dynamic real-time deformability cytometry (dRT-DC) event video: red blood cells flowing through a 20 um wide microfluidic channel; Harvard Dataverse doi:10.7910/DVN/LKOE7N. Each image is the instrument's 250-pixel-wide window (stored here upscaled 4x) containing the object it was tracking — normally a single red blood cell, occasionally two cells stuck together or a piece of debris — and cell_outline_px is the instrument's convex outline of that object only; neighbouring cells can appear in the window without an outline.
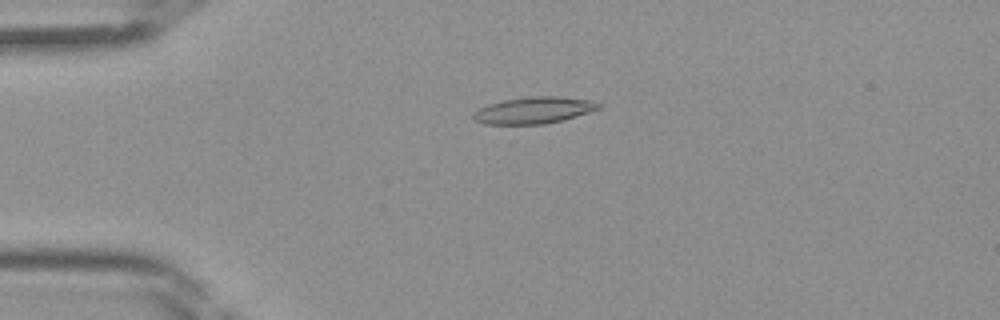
{"species": "Egyptian fruit bat (a non-hibernating species)", "species_latin": "Rousettus aegyptiacus", "temperature_condition": "room temperature", "stored_images_in_passage": 45, "camera_frame_rate_fps": 3000, "um_per_image_px": 0.085, "frame": {"image": 1, "passage_image": 11, "time_ms": 3.333, "image_size_px": [1000, 320], "cell_outline_px": [[600, 108], [576, 116], [544, 124], [484, 124], [476, 120], [472, 116], [480, 108], [488, 104], [504, 100], [528, 96], [560, 96], [588, 100], [600, 104]], "centroid_in_image_um": [45.36, 9.36], "position_along_channel_um": 39.6, "area_um2": 19.13}}
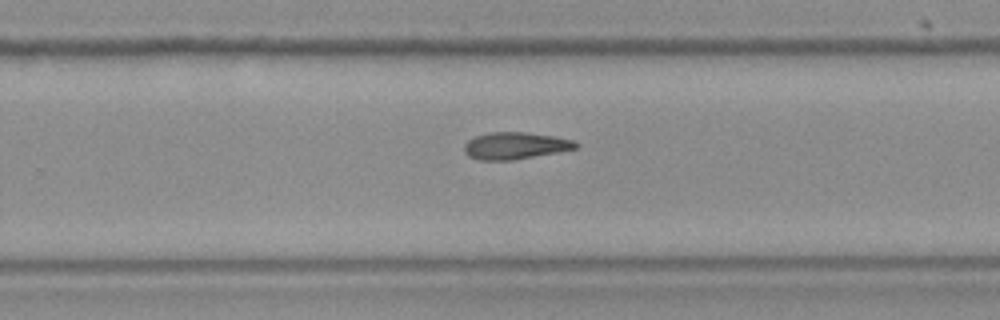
{"frame": {"image": 2, "passage_image": 29, "time_ms": 9.333, "image_size_px": [1000, 320], "cell_outline_px": [[580, 144], [576, 148], [556, 152], [512, 160], [480, 160], [468, 156], [464, 152], [464, 144], [468, 140], [476, 136], [488, 132], [524, 132], [556, 136], [572, 140]], "centroid_in_image_um": [43.76, 12.38], "position_along_channel_um": 286.0, "area_um2": 17.46}}
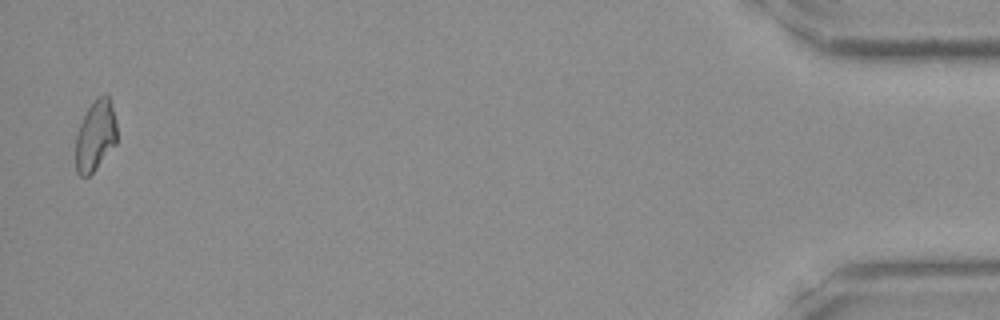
{"frame": {"image": 3, "passage_image": 44, "time_ms": 14.333, "image_size_px": [1000, 320], "cell_outline_px": [[116, 144], [96, 168], [88, 176], [80, 176], [76, 172], [76, 132], [88, 108], [96, 96], [104, 92], [108, 96], [112, 108], [116, 124]], "centroid_in_image_um": [8.1, 11.51], "position_along_channel_um": 427.1, "area_um2": 16.94}}